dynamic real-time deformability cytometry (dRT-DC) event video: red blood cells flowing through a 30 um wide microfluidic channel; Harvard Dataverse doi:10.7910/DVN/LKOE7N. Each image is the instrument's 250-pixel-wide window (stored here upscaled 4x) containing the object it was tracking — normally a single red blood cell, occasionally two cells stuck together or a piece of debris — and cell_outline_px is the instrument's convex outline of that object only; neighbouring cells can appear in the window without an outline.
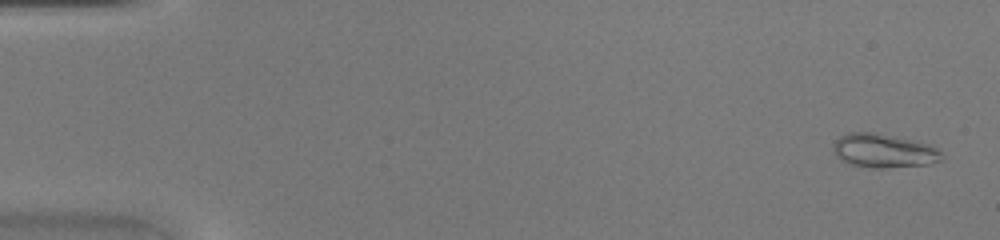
{"species": "common noctule bat (a hibernating species)", "species_latin": "Nyctalus noctula", "temperature_condition": "warm", "stored_images_in_passage": 45, "camera_frame_rate_fps": 3000, "um_per_image_px": 0.085, "animal": {"sex": "female", "body_mass_g": 20.0, "forearm_length_mm": 54.0}, "frame": {"image": 1, "passage_image": 2, "time_ms": 0.333, "image_size_px": [1000, 240], "cell_outline_px": [[940, 160], [928, 164], [884, 168], [872, 168], [852, 164], [840, 160], [836, 156], [832, 148], [832, 144], [840, 136], [848, 132], [876, 132], [896, 136], [912, 140], [936, 148], [940, 152]], "centroid_in_image_um": [75.03, 12.8], "position_along_channel_um": 10.0, "area_um2": 21.21}}
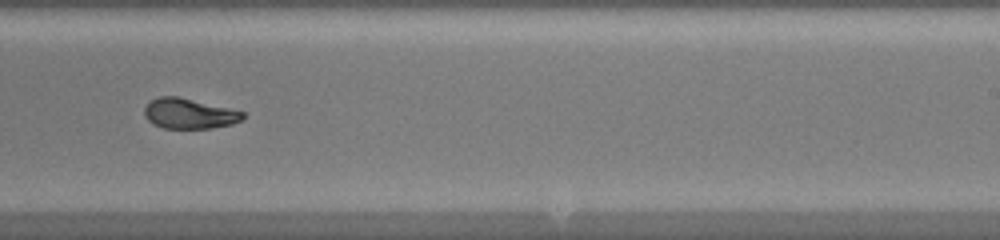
{"frame": {"image": 2, "passage_image": 29, "time_ms": 9.333, "image_size_px": [1000, 240], "cell_outline_px": [[244, 120], [232, 124], [212, 128], [164, 128], [152, 124], [144, 116], [144, 108], [152, 100], [160, 96], [176, 96], [228, 108], [244, 112]], "centroid_in_image_um": [16.07, 9.67], "position_along_channel_um": 272.9, "area_um2": 17.22}}
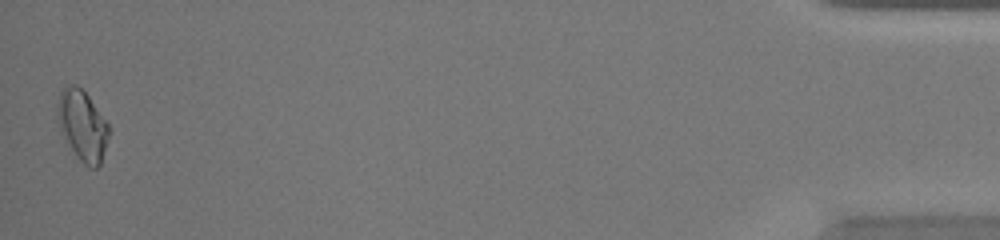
{"frame": {"image": 3, "passage_image": 45, "time_ms": 14.667, "image_size_px": [1000, 240], "cell_outline_px": [[108, 136], [100, 164], [96, 168], [88, 168], [76, 156], [56, 116], [56, 104], [60, 92], [68, 84], [76, 84], [88, 96], [108, 124]], "centroid_in_image_um": [7.0, 10.63], "position_along_channel_um": 428.2, "area_um2": 20.4}}